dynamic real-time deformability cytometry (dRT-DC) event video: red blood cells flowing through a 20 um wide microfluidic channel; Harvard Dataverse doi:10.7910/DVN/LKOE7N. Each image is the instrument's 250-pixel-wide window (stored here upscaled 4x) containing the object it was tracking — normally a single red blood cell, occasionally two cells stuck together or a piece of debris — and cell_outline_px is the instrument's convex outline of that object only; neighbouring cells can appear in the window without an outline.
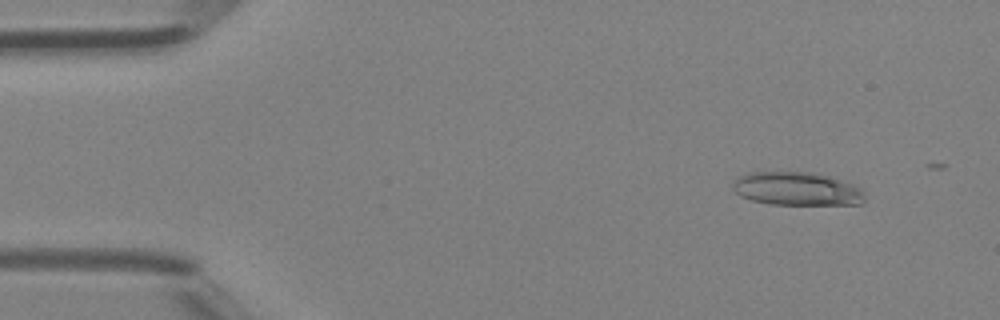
{"species": "Egyptian fruit bat (a non-hibernating species)", "species_latin": "Rousettus aegyptiacus", "temperature_condition": "room temperature", "stored_images_in_passage": 13, "camera_frame_rate_fps": 3000, "um_per_image_px": 0.085, "animal": {"sex": "female"}, "frame": {"image": 1, "passage_image": 4, "time_ms": 1.0, "image_size_px": [1000, 320], "cell_outline_px": [[864, 200], [860, 204], [772, 204], [752, 200], [740, 196], [732, 188], [732, 184], [740, 176], [748, 172], [816, 172], [852, 184], [860, 188], [864, 192]], "centroid_in_image_um": [67.72, 16.04], "position_along_channel_um": 17.3, "area_um2": 25.49}}